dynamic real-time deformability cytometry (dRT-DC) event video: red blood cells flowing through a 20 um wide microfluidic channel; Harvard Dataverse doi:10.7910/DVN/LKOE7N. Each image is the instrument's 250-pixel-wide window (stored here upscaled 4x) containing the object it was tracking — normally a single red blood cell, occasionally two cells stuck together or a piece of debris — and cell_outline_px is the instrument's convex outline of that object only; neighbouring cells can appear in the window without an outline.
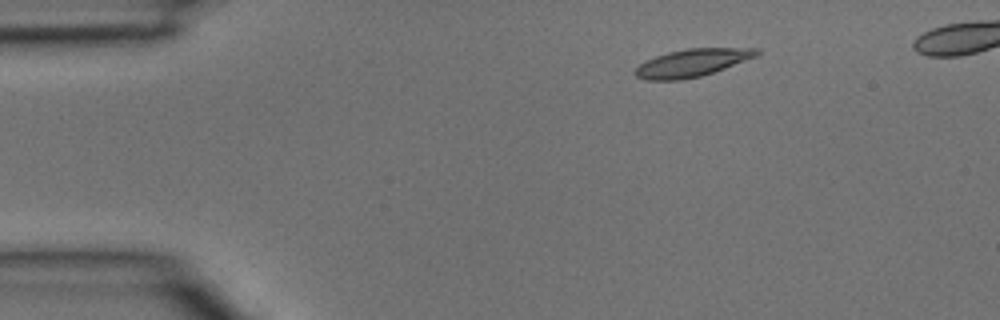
{"species": "common noctule bat (a hibernating species)", "species_latin": "Nyctalus noctula", "temperature_condition": "room temperature", "stored_images_in_passage": 4, "camera_frame_rate_fps": 3000, "um_per_image_px": 0.085, "animal": {"sex": "male", "body_mass_g": 15.6}, "frame": {"image": 1, "passage_image": 2, "time_ms": 0.333, "image_size_px": [1000, 320], "cell_outline_px": [[760, 52], [756, 56], [724, 68], [700, 76], [680, 80], [644, 80], [636, 76], [636, 68], [640, 64], [656, 56], [668, 52], [688, 48], [760, 48]], "centroid_in_image_um": [58.83, 5.33], "position_along_channel_um": 26.2, "area_um2": 19.25}}